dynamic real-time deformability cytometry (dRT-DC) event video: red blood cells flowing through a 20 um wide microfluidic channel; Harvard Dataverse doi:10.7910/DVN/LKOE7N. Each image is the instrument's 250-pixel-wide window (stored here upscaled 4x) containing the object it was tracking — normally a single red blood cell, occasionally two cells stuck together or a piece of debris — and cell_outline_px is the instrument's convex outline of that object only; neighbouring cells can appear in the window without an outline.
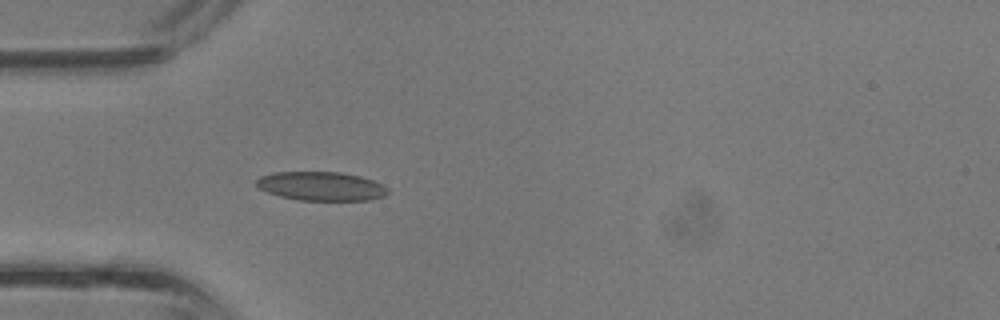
{"species": "common noctule bat (a hibernating species)", "species_latin": "Nyctalus noctula", "temperature_condition": "room temperature", "stored_images_in_passage": 27, "camera_frame_rate_fps": 3000, "um_per_image_px": 0.085, "animal": {"sex": "male", "body_mass_g": 13.3}, "frame": {"image": 1, "passage_image": 1, "time_ms": 0.0, "image_size_px": [1000, 320], "cell_outline_px": [[388, 192], [384, 196], [372, 200], [300, 200], [280, 196], [268, 192], [260, 188], [256, 184], [256, 180], [260, 176], [276, 172], [340, 172], [360, 176], [372, 180], [388, 188]], "centroid_in_image_um": [27.31, 15.82], "position_along_channel_um": 57.7, "area_um2": 21.96}}
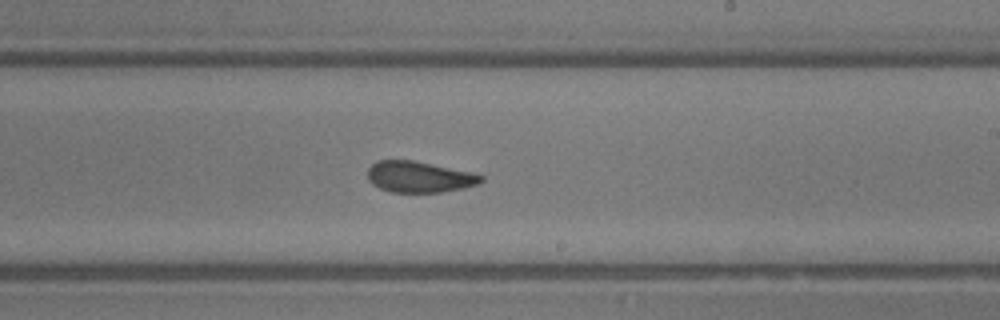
{"frame": {"image": 2, "passage_image": 12, "time_ms": 3.667, "image_size_px": [1000, 320], "cell_outline_px": [[484, 180], [480, 184], [464, 188], [440, 192], [392, 192], [380, 188], [372, 184], [368, 180], [368, 168], [376, 160], [412, 160], [476, 172], [484, 176]], "centroid_in_image_um": [35.69, 15.03], "position_along_channel_um": 253.3, "area_um2": 20.87}}
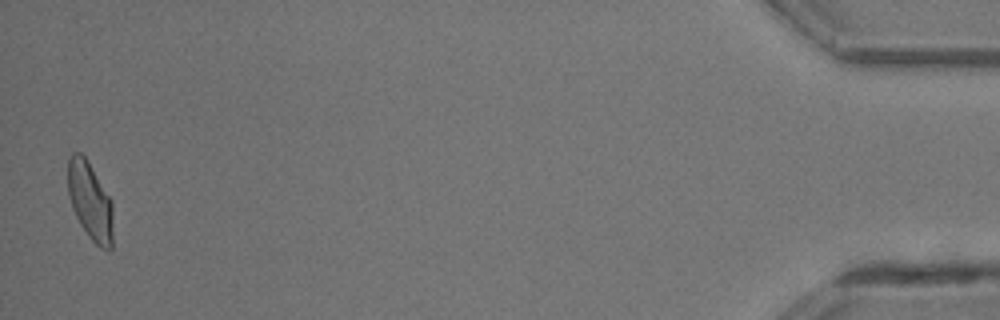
{"frame": {"image": 3, "passage_image": 27, "time_ms": 8.667, "image_size_px": [1000, 320], "cell_outline_px": [[112, 248], [100, 248], [88, 236], [80, 224], [72, 208], [68, 196], [68, 160], [72, 152], [80, 152], [84, 156], [112, 200]], "centroid_in_image_um": [7.65, 17.09], "position_along_channel_um": 427.6, "area_um2": 20.35}}